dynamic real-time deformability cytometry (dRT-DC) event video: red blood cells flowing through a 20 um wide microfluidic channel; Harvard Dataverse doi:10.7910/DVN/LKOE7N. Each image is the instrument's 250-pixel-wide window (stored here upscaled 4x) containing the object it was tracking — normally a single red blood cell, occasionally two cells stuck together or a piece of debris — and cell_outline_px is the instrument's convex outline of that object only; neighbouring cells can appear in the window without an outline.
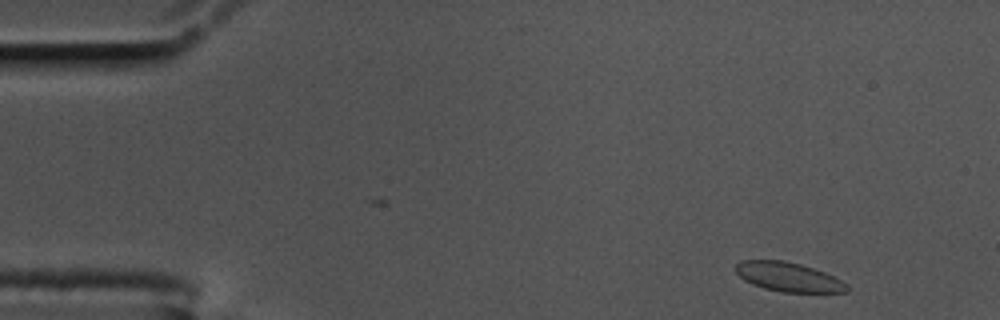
{"species": "common noctule bat (a hibernating species)", "species_latin": "Nyctalus noctula", "temperature_condition": "cold", "stored_images_in_passage": 55, "camera_frame_rate_fps": 3000, "um_per_image_px": 0.085, "animal": {"sex": "male", "body_mass_g": 17.5, "forearm_length_mm": 52.3}, "frame": {"image": 1, "passage_image": 3, "time_ms": 0.667, "image_size_px": [1000, 320], "cell_outline_px": [[848, 292], [784, 292], [764, 288], [752, 284], [744, 280], [732, 268], [740, 260], [784, 260], [800, 264], [824, 272], [848, 284]], "centroid_in_image_um": [66.97, 23.53], "position_along_channel_um": 18.0, "area_um2": 18.9}}
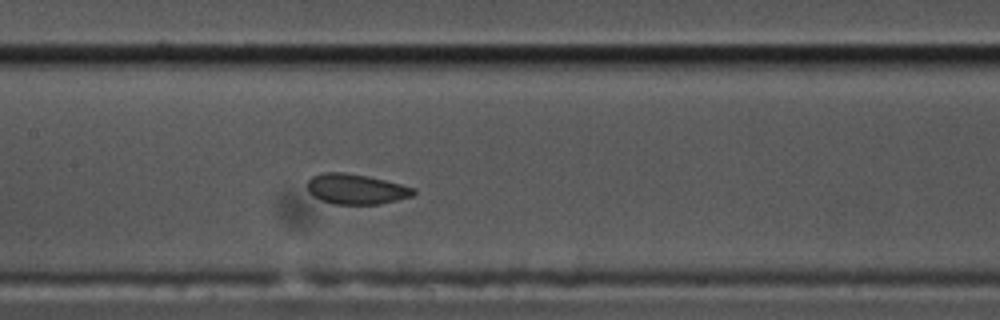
{"frame": {"image": 2, "passage_image": 25, "time_ms": 8.0, "image_size_px": [1000, 320], "cell_outline_px": [[416, 192], [412, 196], [380, 204], [332, 204], [320, 200], [312, 196], [308, 192], [308, 180], [312, 176], [324, 172], [344, 172], [368, 176], [416, 188]], "centroid_in_image_um": [30.24, 16.07], "position_along_channel_um": 177.2, "area_um2": 18.79}}
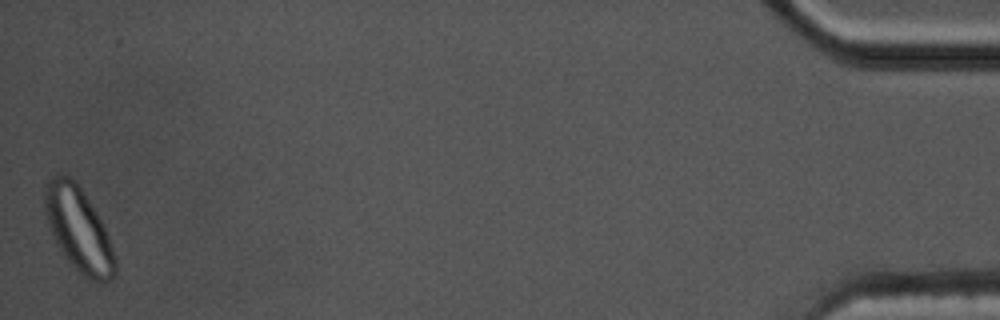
{"frame": {"image": 3, "passage_image": 55, "time_ms": 18.0, "image_size_px": [1000, 320], "cell_outline_px": [[116, 276], [108, 280], [88, 280], [76, 272], [64, 256], [56, 244], [48, 224], [44, 208], [44, 184], [56, 172], [68, 176], [80, 188], [96, 212], [108, 236], [116, 260]], "centroid_in_image_um": [6.64, 19.51], "position_along_channel_um": 428.6, "area_um2": 34.39}, "authors_computed_cell_mechanics": {"area_um2": 19.5364, "velocity_mm_per_s": 3.4538, "shape_relaxation_time_tau1_ms": 7.5986, "shape_relaxation_time_tau2_ms": null, "deformation_change_tau1": 0.0859, "deformation_change_tau2": null}}